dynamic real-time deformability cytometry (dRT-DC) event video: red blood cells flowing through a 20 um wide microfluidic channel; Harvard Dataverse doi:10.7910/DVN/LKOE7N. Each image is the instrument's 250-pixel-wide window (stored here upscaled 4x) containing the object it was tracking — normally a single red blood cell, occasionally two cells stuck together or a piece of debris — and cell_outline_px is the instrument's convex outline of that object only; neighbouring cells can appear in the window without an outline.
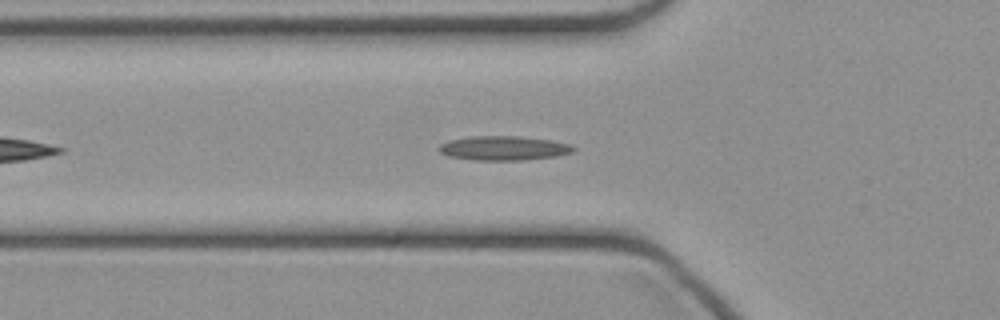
{"species": "common noctule bat (a hibernating species)", "species_latin": "Nyctalus noctula", "temperature_condition": "cold", "stored_images_in_passage": 38, "camera_frame_rate_fps": 3000, "um_per_image_px": 0.085, "animal": {"sex": "female", "body_mass_g": 21.9}, "frame": {"image": 1, "passage_image": 6, "time_ms": 1.667, "image_size_px": [1000, 320], "cell_outline_px": [[576, 148], [572, 152], [556, 156], [524, 160], [476, 160], [448, 156], [440, 152], [436, 148], [440, 144], [448, 140], [472, 136], [520, 136], [552, 140], [572, 144]], "centroid_in_image_um": [42.81, 12.58], "position_along_channel_um": 83.0, "area_um2": 19.19}}
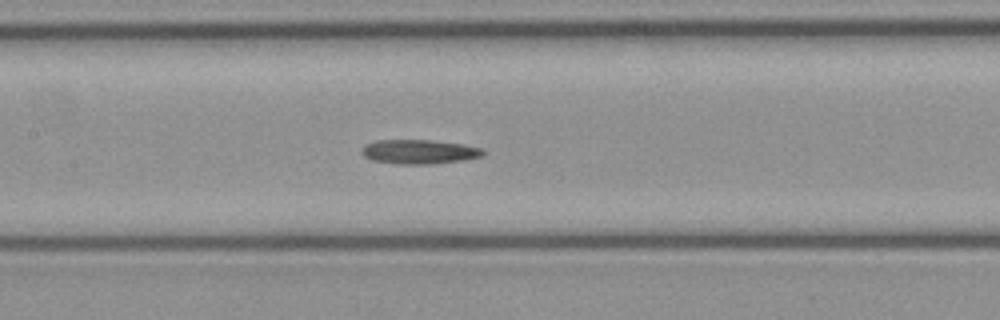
{"frame": {"image": 2, "passage_image": 12, "time_ms": 3.667, "image_size_px": [1000, 320], "cell_outline_px": [[484, 156], [464, 160], [428, 164], [396, 164], [372, 160], [364, 156], [360, 152], [364, 144], [376, 140], [432, 140], [460, 144], [480, 148], [484, 152]], "centroid_in_image_um": [35.58, 12.9], "position_along_channel_um": 171.8, "area_um2": 17.17}}
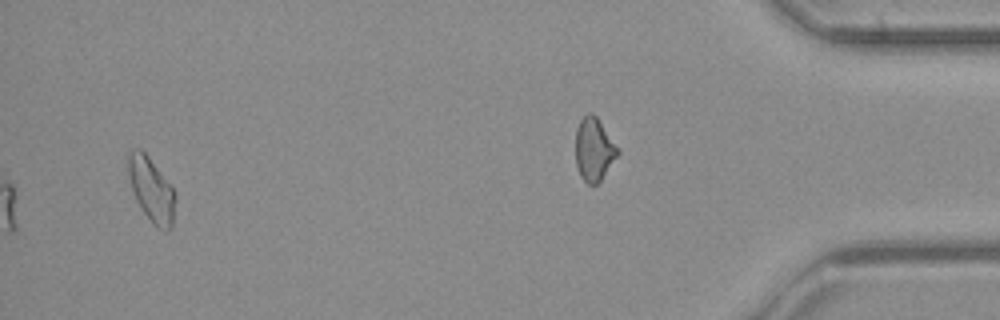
{"frame": {"image": 3, "passage_image": 35, "time_ms": 11.333, "image_size_px": [1000, 320], "cell_outline_px": [[176, 200], [172, 224], [164, 232], [140, 208], [132, 192], [124, 160], [128, 152], [132, 148], [140, 148], [148, 156], [176, 192]], "centroid_in_image_um": [12.81, 16.02], "position_along_channel_um": 422.4, "area_um2": 17.8}}